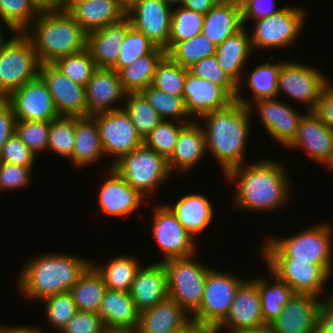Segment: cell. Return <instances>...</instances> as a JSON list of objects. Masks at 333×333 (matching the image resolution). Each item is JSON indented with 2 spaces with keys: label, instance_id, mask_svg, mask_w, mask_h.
Masks as SVG:
<instances>
[{
  "label": "cell",
  "instance_id": "6da1fadb",
  "mask_svg": "<svg viewBox=\"0 0 333 333\" xmlns=\"http://www.w3.org/2000/svg\"><path fill=\"white\" fill-rule=\"evenodd\" d=\"M286 170L282 162L271 158L230 169L224 177L237 189L232 196L233 207L263 214L285 208L291 202L293 183Z\"/></svg>",
  "mask_w": 333,
  "mask_h": 333
},
{
  "label": "cell",
  "instance_id": "7a4b0ae2",
  "mask_svg": "<svg viewBox=\"0 0 333 333\" xmlns=\"http://www.w3.org/2000/svg\"><path fill=\"white\" fill-rule=\"evenodd\" d=\"M252 114L247 106L235 100L226 108L206 113L197 120L204 123L201 124L206 136V151H210L219 163L223 175L245 164Z\"/></svg>",
  "mask_w": 333,
  "mask_h": 333
},
{
  "label": "cell",
  "instance_id": "3957f363",
  "mask_svg": "<svg viewBox=\"0 0 333 333\" xmlns=\"http://www.w3.org/2000/svg\"><path fill=\"white\" fill-rule=\"evenodd\" d=\"M91 260L50 251L28 259L16 279L18 290L28 300L42 299L69 291Z\"/></svg>",
  "mask_w": 333,
  "mask_h": 333
},
{
  "label": "cell",
  "instance_id": "277c9868",
  "mask_svg": "<svg viewBox=\"0 0 333 333\" xmlns=\"http://www.w3.org/2000/svg\"><path fill=\"white\" fill-rule=\"evenodd\" d=\"M24 34L41 64H52L87 48V33L67 11L40 13Z\"/></svg>",
  "mask_w": 333,
  "mask_h": 333
},
{
  "label": "cell",
  "instance_id": "5b68a950",
  "mask_svg": "<svg viewBox=\"0 0 333 333\" xmlns=\"http://www.w3.org/2000/svg\"><path fill=\"white\" fill-rule=\"evenodd\" d=\"M332 224L308 226L289 237H265L261 244L262 258H293L295 261L312 262L323 266L333 274V230Z\"/></svg>",
  "mask_w": 333,
  "mask_h": 333
},
{
  "label": "cell",
  "instance_id": "8992f818",
  "mask_svg": "<svg viewBox=\"0 0 333 333\" xmlns=\"http://www.w3.org/2000/svg\"><path fill=\"white\" fill-rule=\"evenodd\" d=\"M0 44V93L7 98L39 76L41 63L24 33H10Z\"/></svg>",
  "mask_w": 333,
  "mask_h": 333
},
{
  "label": "cell",
  "instance_id": "52a82bcc",
  "mask_svg": "<svg viewBox=\"0 0 333 333\" xmlns=\"http://www.w3.org/2000/svg\"><path fill=\"white\" fill-rule=\"evenodd\" d=\"M112 168L145 198L173 176L167 159L144 144L121 157Z\"/></svg>",
  "mask_w": 333,
  "mask_h": 333
},
{
  "label": "cell",
  "instance_id": "ba28073f",
  "mask_svg": "<svg viewBox=\"0 0 333 333\" xmlns=\"http://www.w3.org/2000/svg\"><path fill=\"white\" fill-rule=\"evenodd\" d=\"M194 256L163 262L167 272L168 296L192 316L200 307L206 277L211 268Z\"/></svg>",
  "mask_w": 333,
  "mask_h": 333
},
{
  "label": "cell",
  "instance_id": "9c48e42d",
  "mask_svg": "<svg viewBox=\"0 0 333 333\" xmlns=\"http://www.w3.org/2000/svg\"><path fill=\"white\" fill-rule=\"evenodd\" d=\"M305 8L286 5L271 16L254 19L250 31L253 51L260 49H287L295 45L307 20ZM297 38V39H296Z\"/></svg>",
  "mask_w": 333,
  "mask_h": 333
},
{
  "label": "cell",
  "instance_id": "30bf717a",
  "mask_svg": "<svg viewBox=\"0 0 333 333\" xmlns=\"http://www.w3.org/2000/svg\"><path fill=\"white\" fill-rule=\"evenodd\" d=\"M306 63L282 61L278 77L279 98L282 92L293 98L300 105L307 107V112H314L325 85L330 81L326 73Z\"/></svg>",
  "mask_w": 333,
  "mask_h": 333
},
{
  "label": "cell",
  "instance_id": "8fae6325",
  "mask_svg": "<svg viewBox=\"0 0 333 333\" xmlns=\"http://www.w3.org/2000/svg\"><path fill=\"white\" fill-rule=\"evenodd\" d=\"M246 279L211 267L201 305L191 318L200 325L218 326L229 314L235 293Z\"/></svg>",
  "mask_w": 333,
  "mask_h": 333
},
{
  "label": "cell",
  "instance_id": "7c38bea8",
  "mask_svg": "<svg viewBox=\"0 0 333 333\" xmlns=\"http://www.w3.org/2000/svg\"><path fill=\"white\" fill-rule=\"evenodd\" d=\"M248 99L243 95H236L235 100L247 106L251 113L256 108L270 138L287 147L296 137L300 120L305 114L300 113L291 104L280 100V98L260 99L254 103Z\"/></svg>",
  "mask_w": 333,
  "mask_h": 333
},
{
  "label": "cell",
  "instance_id": "4fadbf2b",
  "mask_svg": "<svg viewBox=\"0 0 333 333\" xmlns=\"http://www.w3.org/2000/svg\"><path fill=\"white\" fill-rule=\"evenodd\" d=\"M154 208L152 233L162 255L157 262L196 256L197 239L177 220L172 210L165 204Z\"/></svg>",
  "mask_w": 333,
  "mask_h": 333
},
{
  "label": "cell",
  "instance_id": "5bb4252c",
  "mask_svg": "<svg viewBox=\"0 0 333 333\" xmlns=\"http://www.w3.org/2000/svg\"><path fill=\"white\" fill-rule=\"evenodd\" d=\"M91 117L96 121L104 155L112 156L109 167L143 145V139L123 108Z\"/></svg>",
  "mask_w": 333,
  "mask_h": 333
},
{
  "label": "cell",
  "instance_id": "9a60e30c",
  "mask_svg": "<svg viewBox=\"0 0 333 333\" xmlns=\"http://www.w3.org/2000/svg\"><path fill=\"white\" fill-rule=\"evenodd\" d=\"M267 267L294 293L321 296L332 275L321 265L295 261L293 258H263Z\"/></svg>",
  "mask_w": 333,
  "mask_h": 333
},
{
  "label": "cell",
  "instance_id": "2e32d148",
  "mask_svg": "<svg viewBox=\"0 0 333 333\" xmlns=\"http://www.w3.org/2000/svg\"><path fill=\"white\" fill-rule=\"evenodd\" d=\"M6 100L16 120L52 121L59 117L52 95L40 76L12 92Z\"/></svg>",
  "mask_w": 333,
  "mask_h": 333
},
{
  "label": "cell",
  "instance_id": "e0dca14e",
  "mask_svg": "<svg viewBox=\"0 0 333 333\" xmlns=\"http://www.w3.org/2000/svg\"><path fill=\"white\" fill-rule=\"evenodd\" d=\"M172 10L163 0H141L126 13V17L132 27L167 52Z\"/></svg>",
  "mask_w": 333,
  "mask_h": 333
},
{
  "label": "cell",
  "instance_id": "ac0fdd59",
  "mask_svg": "<svg viewBox=\"0 0 333 333\" xmlns=\"http://www.w3.org/2000/svg\"><path fill=\"white\" fill-rule=\"evenodd\" d=\"M39 76L46 83L59 116H88L85 86L70 80L53 64H41Z\"/></svg>",
  "mask_w": 333,
  "mask_h": 333
},
{
  "label": "cell",
  "instance_id": "d6986e66",
  "mask_svg": "<svg viewBox=\"0 0 333 333\" xmlns=\"http://www.w3.org/2000/svg\"><path fill=\"white\" fill-rule=\"evenodd\" d=\"M183 99L187 113L191 118L195 117L194 120L206 113L226 108L235 101L223 87L194 76L189 71L184 80Z\"/></svg>",
  "mask_w": 333,
  "mask_h": 333
},
{
  "label": "cell",
  "instance_id": "ffe728a7",
  "mask_svg": "<svg viewBox=\"0 0 333 333\" xmlns=\"http://www.w3.org/2000/svg\"><path fill=\"white\" fill-rule=\"evenodd\" d=\"M265 326L262 315L260 293L257 284L246 279L237 289L229 314L218 325L228 332L256 329Z\"/></svg>",
  "mask_w": 333,
  "mask_h": 333
},
{
  "label": "cell",
  "instance_id": "44dd1931",
  "mask_svg": "<svg viewBox=\"0 0 333 333\" xmlns=\"http://www.w3.org/2000/svg\"><path fill=\"white\" fill-rule=\"evenodd\" d=\"M108 168L109 177L105 178L98 194L100 211L110 217L124 218L137 212L143 203L148 204V198L129 185L112 167Z\"/></svg>",
  "mask_w": 333,
  "mask_h": 333
},
{
  "label": "cell",
  "instance_id": "7402d4cb",
  "mask_svg": "<svg viewBox=\"0 0 333 333\" xmlns=\"http://www.w3.org/2000/svg\"><path fill=\"white\" fill-rule=\"evenodd\" d=\"M320 297L294 293L269 327L272 333H317Z\"/></svg>",
  "mask_w": 333,
  "mask_h": 333
},
{
  "label": "cell",
  "instance_id": "603a6c76",
  "mask_svg": "<svg viewBox=\"0 0 333 333\" xmlns=\"http://www.w3.org/2000/svg\"><path fill=\"white\" fill-rule=\"evenodd\" d=\"M85 89L88 116L123 108V105H115V103H121V100L122 104H124L127 95L116 70L112 68H97Z\"/></svg>",
  "mask_w": 333,
  "mask_h": 333
},
{
  "label": "cell",
  "instance_id": "cb8c5ba5",
  "mask_svg": "<svg viewBox=\"0 0 333 333\" xmlns=\"http://www.w3.org/2000/svg\"><path fill=\"white\" fill-rule=\"evenodd\" d=\"M285 148L304 151L308 157L322 164L333 150V129L314 112H307L300 120L294 140Z\"/></svg>",
  "mask_w": 333,
  "mask_h": 333
},
{
  "label": "cell",
  "instance_id": "d4e9b609",
  "mask_svg": "<svg viewBox=\"0 0 333 333\" xmlns=\"http://www.w3.org/2000/svg\"><path fill=\"white\" fill-rule=\"evenodd\" d=\"M206 154V136L202 124L193 120L180 130L174 152L167 159L168 169L171 175L176 171L179 174L189 173Z\"/></svg>",
  "mask_w": 333,
  "mask_h": 333
},
{
  "label": "cell",
  "instance_id": "484cf974",
  "mask_svg": "<svg viewBox=\"0 0 333 333\" xmlns=\"http://www.w3.org/2000/svg\"><path fill=\"white\" fill-rule=\"evenodd\" d=\"M130 295L140 313L167 299V272L164 264L153 262L150 265H141L137 270Z\"/></svg>",
  "mask_w": 333,
  "mask_h": 333
},
{
  "label": "cell",
  "instance_id": "4316f807",
  "mask_svg": "<svg viewBox=\"0 0 333 333\" xmlns=\"http://www.w3.org/2000/svg\"><path fill=\"white\" fill-rule=\"evenodd\" d=\"M66 11L88 34L126 18L118 0H87L72 3Z\"/></svg>",
  "mask_w": 333,
  "mask_h": 333
},
{
  "label": "cell",
  "instance_id": "83f0119b",
  "mask_svg": "<svg viewBox=\"0 0 333 333\" xmlns=\"http://www.w3.org/2000/svg\"><path fill=\"white\" fill-rule=\"evenodd\" d=\"M131 26L129 19L107 25L87 34V49L97 68H112L119 57L126 32Z\"/></svg>",
  "mask_w": 333,
  "mask_h": 333
},
{
  "label": "cell",
  "instance_id": "f1b7e54d",
  "mask_svg": "<svg viewBox=\"0 0 333 333\" xmlns=\"http://www.w3.org/2000/svg\"><path fill=\"white\" fill-rule=\"evenodd\" d=\"M244 27L240 1L220 0L204 15L201 33L219 46Z\"/></svg>",
  "mask_w": 333,
  "mask_h": 333
},
{
  "label": "cell",
  "instance_id": "f546056e",
  "mask_svg": "<svg viewBox=\"0 0 333 333\" xmlns=\"http://www.w3.org/2000/svg\"><path fill=\"white\" fill-rule=\"evenodd\" d=\"M176 215L177 220L195 238L206 231L213 222L214 207L207 196L200 193H188L176 200L174 205H167Z\"/></svg>",
  "mask_w": 333,
  "mask_h": 333
},
{
  "label": "cell",
  "instance_id": "4dcf8cb0",
  "mask_svg": "<svg viewBox=\"0 0 333 333\" xmlns=\"http://www.w3.org/2000/svg\"><path fill=\"white\" fill-rule=\"evenodd\" d=\"M246 26L216 46L215 55L223 71L238 85L244 76L247 60L253 55L250 32ZM245 66V67H244Z\"/></svg>",
  "mask_w": 333,
  "mask_h": 333
},
{
  "label": "cell",
  "instance_id": "1f68e13d",
  "mask_svg": "<svg viewBox=\"0 0 333 333\" xmlns=\"http://www.w3.org/2000/svg\"><path fill=\"white\" fill-rule=\"evenodd\" d=\"M104 156L96 121L91 116L75 117V146L70 162L75 168L88 167L97 165Z\"/></svg>",
  "mask_w": 333,
  "mask_h": 333
},
{
  "label": "cell",
  "instance_id": "d6a6232c",
  "mask_svg": "<svg viewBox=\"0 0 333 333\" xmlns=\"http://www.w3.org/2000/svg\"><path fill=\"white\" fill-rule=\"evenodd\" d=\"M190 319L191 316L168 297L140 313L137 330L138 333H169L181 328Z\"/></svg>",
  "mask_w": 333,
  "mask_h": 333
},
{
  "label": "cell",
  "instance_id": "836d02e7",
  "mask_svg": "<svg viewBox=\"0 0 333 333\" xmlns=\"http://www.w3.org/2000/svg\"><path fill=\"white\" fill-rule=\"evenodd\" d=\"M98 315L106 327L137 328L140 312L130 292L106 289Z\"/></svg>",
  "mask_w": 333,
  "mask_h": 333
},
{
  "label": "cell",
  "instance_id": "e575fe53",
  "mask_svg": "<svg viewBox=\"0 0 333 333\" xmlns=\"http://www.w3.org/2000/svg\"><path fill=\"white\" fill-rule=\"evenodd\" d=\"M269 279L263 276L251 278L258 287L262 315L265 325H270L282 313L283 307L287 304L294 292L289 285L283 282L274 272L267 269Z\"/></svg>",
  "mask_w": 333,
  "mask_h": 333
},
{
  "label": "cell",
  "instance_id": "d590c367",
  "mask_svg": "<svg viewBox=\"0 0 333 333\" xmlns=\"http://www.w3.org/2000/svg\"><path fill=\"white\" fill-rule=\"evenodd\" d=\"M166 56V50L156 47L151 53L139 57L118 74L127 93H139L152 85L157 65Z\"/></svg>",
  "mask_w": 333,
  "mask_h": 333
},
{
  "label": "cell",
  "instance_id": "8d00e7d4",
  "mask_svg": "<svg viewBox=\"0 0 333 333\" xmlns=\"http://www.w3.org/2000/svg\"><path fill=\"white\" fill-rule=\"evenodd\" d=\"M106 289L101 274L90 264L69 292L78 310L98 314Z\"/></svg>",
  "mask_w": 333,
  "mask_h": 333
},
{
  "label": "cell",
  "instance_id": "74e56055",
  "mask_svg": "<svg viewBox=\"0 0 333 333\" xmlns=\"http://www.w3.org/2000/svg\"><path fill=\"white\" fill-rule=\"evenodd\" d=\"M91 264L101 274L107 289L124 292H130L137 270L141 266L138 258L128 254L112 257L102 266L96 265L94 261Z\"/></svg>",
  "mask_w": 333,
  "mask_h": 333
},
{
  "label": "cell",
  "instance_id": "f35d334b",
  "mask_svg": "<svg viewBox=\"0 0 333 333\" xmlns=\"http://www.w3.org/2000/svg\"><path fill=\"white\" fill-rule=\"evenodd\" d=\"M281 69V61L273 63L271 60L264 63H259L257 67H254L250 74L243 79V82L238 84L237 95H242L243 87L252 90V101L260 99L277 98L278 93V77ZM246 80V81H244ZM244 85V86H243Z\"/></svg>",
  "mask_w": 333,
  "mask_h": 333
},
{
  "label": "cell",
  "instance_id": "ab89813d",
  "mask_svg": "<svg viewBox=\"0 0 333 333\" xmlns=\"http://www.w3.org/2000/svg\"><path fill=\"white\" fill-rule=\"evenodd\" d=\"M216 45L202 33L175 43L166 55L175 63L189 69L201 59L214 55Z\"/></svg>",
  "mask_w": 333,
  "mask_h": 333
},
{
  "label": "cell",
  "instance_id": "60d3db41",
  "mask_svg": "<svg viewBox=\"0 0 333 333\" xmlns=\"http://www.w3.org/2000/svg\"><path fill=\"white\" fill-rule=\"evenodd\" d=\"M150 105L158 112L162 120L190 123L194 119L187 113L183 97H176L148 86L140 92Z\"/></svg>",
  "mask_w": 333,
  "mask_h": 333
},
{
  "label": "cell",
  "instance_id": "b9f144b4",
  "mask_svg": "<svg viewBox=\"0 0 333 333\" xmlns=\"http://www.w3.org/2000/svg\"><path fill=\"white\" fill-rule=\"evenodd\" d=\"M123 109L129 115L138 134L144 139L162 121L158 112L139 93H127Z\"/></svg>",
  "mask_w": 333,
  "mask_h": 333
},
{
  "label": "cell",
  "instance_id": "7bdbcfd3",
  "mask_svg": "<svg viewBox=\"0 0 333 333\" xmlns=\"http://www.w3.org/2000/svg\"><path fill=\"white\" fill-rule=\"evenodd\" d=\"M0 7L3 27L11 33H24L40 14L31 0H0Z\"/></svg>",
  "mask_w": 333,
  "mask_h": 333
},
{
  "label": "cell",
  "instance_id": "ee69618b",
  "mask_svg": "<svg viewBox=\"0 0 333 333\" xmlns=\"http://www.w3.org/2000/svg\"><path fill=\"white\" fill-rule=\"evenodd\" d=\"M75 146V117L59 116L50 121L48 150L71 159Z\"/></svg>",
  "mask_w": 333,
  "mask_h": 333
},
{
  "label": "cell",
  "instance_id": "f6af8a7d",
  "mask_svg": "<svg viewBox=\"0 0 333 333\" xmlns=\"http://www.w3.org/2000/svg\"><path fill=\"white\" fill-rule=\"evenodd\" d=\"M204 15L184 6L173 7L169 49L177 42L191 39L201 33Z\"/></svg>",
  "mask_w": 333,
  "mask_h": 333
},
{
  "label": "cell",
  "instance_id": "bcb514c9",
  "mask_svg": "<svg viewBox=\"0 0 333 333\" xmlns=\"http://www.w3.org/2000/svg\"><path fill=\"white\" fill-rule=\"evenodd\" d=\"M52 64L70 80L83 86L87 85L97 69L87 48L81 52L58 58Z\"/></svg>",
  "mask_w": 333,
  "mask_h": 333
},
{
  "label": "cell",
  "instance_id": "7dc6e473",
  "mask_svg": "<svg viewBox=\"0 0 333 333\" xmlns=\"http://www.w3.org/2000/svg\"><path fill=\"white\" fill-rule=\"evenodd\" d=\"M40 302L44 303V318L51 326L61 332L66 326L67 322L78 312L77 306L73 301L72 295L69 291L58 293L42 299Z\"/></svg>",
  "mask_w": 333,
  "mask_h": 333
},
{
  "label": "cell",
  "instance_id": "c3c4849f",
  "mask_svg": "<svg viewBox=\"0 0 333 333\" xmlns=\"http://www.w3.org/2000/svg\"><path fill=\"white\" fill-rule=\"evenodd\" d=\"M188 69L173 62L167 55L157 65L152 86L176 97H183V85Z\"/></svg>",
  "mask_w": 333,
  "mask_h": 333
},
{
  "label": "cell",
  "instance_id": "681fc988",
  "mask_svg": "<svg viewBox=\"0 0 333 333\" xmlns=\"http://www.w3.org/2000/svg\"><path fill=\"white\" fill-rule=\"evenodd\" d=\"M156 47L143 33L130 26L122 42L118 60L112 69L119 72L139 57L151 53Z\"/></svg>",
  "mask_w": 333,
  "mask_h": 333
},
{
  "label": "cell",
  "instance_id": "f907efd6",
  "mask_svg": "<svg viewBox=\"0 0 333 333\" xmlns=\"http://www.w3.org/2000/svg\"><path fill=\"white\" fill-rule=\"evenodd\" d=\"M176 122V123H175ZM187 123L162 120L151 133L143 139V144L168 159L174 152L180 130Z\"/></svg>",
  "mask_w": 333,
  "mask_h": 333
},
{
  "label": "cell",
  "instance_id": "816d5d0a",
  "mask_svg": "<svg viewBox=\"0 0 333 333\" xmlns=\"http://www.w3.org/2000/svg\"><path fill=\"white\" fill-rule=\"evenodd\" d=\"M50 121L16 120L15 134L36 155L48 150Z\"/></svg>",
  "mask_w": 333,
  "mask_h": 333
},
{
  "label": "cell",
  "instance_id": "f5cc1de1",
  "mask_svg": "<svg viewBox=\"0 0 333 333\" xmlns=\"http://www.w3.org/2000/svg\"><path fill=\"white\" fill-rule=\"evenodd\" d=\"M194 76L210 80L212 83L223 87L234 99H236L238 85L223 71L218 63L216 55L201 59L188 69Z\"/></svg>",
  "mask_w": 333,
  "mask_h": 333
},
{
  "label": "cell",
  "instance_id": "db71d44e",
  "mask_svg": "<svg viewBox=\"0 0 333 333\" xmlns=\"http://www.w3.org/2000/svg\"><path fill=\"white\" fill-rule=\"evenodd\" d=\"M33 168L0 162V192L25 188L32 181Z\"/></svg>",
  "mask_w": 333,
  "mask_h": 333
},
{
  "label": "cell",
  "instance_id": "11a10c76",
  "mask_svg": "<svg viewBox=\"0 0 333 333\" xmlns=\"http://www.w3.org/2000/svg\"><path fill=\"white\" fill-rule=\"evenodd\" d=\"M36 159L37 156L15 133L0 150V162L18 166H34Z\"/></svg>",
  "mask_w": 333,
  "mask_h": 333
},
{
  "label": "cell",
  "instance_id": "9f6ffc18",
  "mask_svg": "<svg viewBox=\"0 0 333 333\" xmlns=\"http://www.w3.org/2000/svg\"><path fill=\"white\" fill-rule=\"evenodd\" d=\"M105 328L97 313L78 310L60 333H103Z\"/></svg>",
  "mask_w": 333,
  "mask_h": 333
},
{
  "label": "cell",
  "instance_id": "6f0895ef",
  "mask_svg": "<svg viewBox=\"0 0 333 333\" xmlns=\"http://www.w3.org/2000/svg\"><path fill=\"white\" fill-rule=\"evenodd\" d=\"M242 9V20L245 24H248V21L264 18L271 16L272 14L277 13L280 8L276 5L275 0H239ZM277 7V9H276Z\"/></svg>",
  "mask_w": 333,
  "mask_h": 333
},
{
  "label": "cell",
  "instance_id": "680465c9",
  "mask_svg": "<svg viewBox=\"0 0 333 333\" xmlns=\"http://www.w3.org/2000/svg\"><path fill=\"white\" fill-rule=\"evenodd\" d=\"M329 81L322 90L314 113L333 129V83Z\"/></svg>",
  "mask_w": 333,
  "mask_h": 333
},
{
  "label": "cell",
  "instance_id": "91938a15",
  "mask_svg": "<svg viewBox=\"0 0 333 333\" xmlns=\"http://www.w3.org/2000/svg\"><path fill=\"white\" fill-rule=\"evenodd\" d=\"M16 118L10 103L5 99L0 103V150L15 133Z\"/></svg>",
  "mask_w": 333,
  "mask_h": 333
},
{
  "label": "cell",
  "instance_id": "94428289",
  "mask_svg": "<svg viewBox=\"0 0 333 333\" xmlns=\"http://www.w3.org/2000/svg\"><path fill=\"white\" fill-rule=\"evenodd\" d=\"M322 300L317 318V333H333V294Z\"/></svg>",
  "mask_w": 333,
  "mask_h": 333
},
{
  "label": "cell",
  "instance_id": "6125c7cd",
  "mask_svg": "<svg viewBox=\"0 0 333 333\" xmlns=\"http://www.w3.org/2000/svg\"><path fill=\"white\" fill-rule=\"evenodd\" d=\"M39 13L66 11V0H31Z\"/></svg>",
  "mask_w": 333,
  "mask_h": 333
},
{
  "label": "cell",
  "instance_id": "be15d7a7",
  "mask_svg": "<svg viewBox=\"0 0 333 333\" xmlns=\"http://www.w3.org/2000/svg\"><path fill=\"white\" fill-rule=\"evenodd\" d=\"M220 0H184L182 6L185 8L205 15Z\"/></svg>",
  "mask_w": 333,
  "mask_h": 333
},
{
  "label": "cell",
  "instance_id": "e7e4bbea",
  "mask_svg": "<svg viewBox=\"0 0 333 333\" xmlns=\"http://www.w3.org/2000/svg\"><path fill=\"white\" fill-rule=\"evenodd\" d=\"M17 326H5L0 325V333H43L44 330L39 326H31V325H18Z\"/></svg>",
  "mask_w": 333,
  "mask_h": 333
},
{
  "label": "cell",
  "instance_id": "03108f58",
  "mask_svg": "<svg viewBox=\"0 0 333 333\" xmlns=\"http://www.w3.org/2000/svg\"><path fill=\"white\" fill-rule=\"evenodd\" d=\"M200 324L195 319H190L185 325L181 328L171 331L169 333H193Z\"/></svg>",
  "mask_w": 333,
  "mask_h": 333
},
{
  "label": "cell",
  "instance_id": "003e7915",
  "mask_svg": "<svg viewBox=\"0 0 333 333\" xmlns=\"http://www.w3.org/2000/svg\"><path fill=\"white\" fill-rule=\"evenodd\" d=\"M193 333H223L216 325H200Z\"/></svg>",
  "mask_w": 333,
  "mask_h": 333
},
{
  "label": "cell",
  "instance_id": "a7ac6f4b",
  "mask_svg": "<svg viewBox=\"0 0 333 333\" xmlns=\"http://www.w3.org/2000/svg\"><path fill=\"white\" fill-rule=\"evenodd\" d=\"M103 333H138L137 328L106 327Z\"/></svg>",
  "mask_w": 333,
  "mask_h": 333
},
{
  "label": "cell",
  "instance_id": "89a4df30",
  "mask_svg": "<svg viewBox=\"0 0 333 333\" xmlns=\"http://www.w3.org/2000/svg\"><path fill=\"white\" fill-rule=\"evenodd\" d=\"M229 333H272V331L268 325H265L263 327L256 328V329L238 330V331H233V332H229Z\"/></svg>",
  "mask_w": 333,
  "mask_h": 333
},
{
  "label": "cell",
  "instance_id": "2644e50d",
  "mask_svg": "<svg viewBox=\"0 0 333 333\" xmlns=\"http://www.w3.org/2000/svg\"><path fill=\"white\" fill-rule=\"evenodd\" d=\"M122 8L128 12L132 7H134L141 0H118Z\"/></svg>",
  "mask_w": 333,
  "mask_h": 333
},
{
  "label": "cell",
  "instance_id": "8c879c8a",
  "mask_svg": "<svg viewBox=\"0 0 333 333\" xmlns=\"http://www.w3.org/2000/svg\"><path fill=\"white\" fill-rule=\"evenodd\" d=\"M324 165L325 168H327V170H331L330 172L333 171V150L330 152V154L328 155V157L324 160V162L321 164Z\"/></svg>",
  "mask_w": 333,
  "mask_h": 333
},
{
  "label": "cell",
  "instance_id": "753ad0ef",
  "mask_svg": "<svg viewBox=\"0 0 333 333\" xmlns=\"http://www.w3.org/2000/svg\"><path fill=\"white\" fill-rule=\"evenodd\" d=\"M168 6L172 7H178V6H182L184 0H163Z\"/></svg>",
  "mask_w": 333,
  "mask_h": 333
},
{
  "label": "cell",
  "instance_id": "34e18365",
  "mask_svg": "<svg viewBox=\"0 0 333 333\" xmlns=\"http://www.w3.org/2000/svg\"><path fill=\"white\" fill-rule=\"evenodd\" d=\"M87 0H66V9L72 4V3H78V2H83Z\"/></svg>",
  "mask_w": 333,
  "mask_h": 333
},
{
  "label": "cell",
  "instance_id": "11e5206c",
  "mask_svg": "<svg viewBox=\"0 0 333 333\" xmlns=\"http://www.w3.org/2000/svg\"><path fill=\"white\" fill-rule=\"evenodd\" d=\"M1 25H3V24L0 23V44L5 40V36L2 34L3 31H1V30H3V29H1V28H3V26L1 27Z\"/></svg>",
  "mask_w": 333,
  "mask_h": 333
},
{
  "label": "cell",
  "instance_id": "2a66077c",
  "mask_svg": "<svg viewBox=\"0 0 333 333\" xmlns=\"http://www.w3.org/2000/svg\"><path fill=\"white\" fill-rule=\"evenodd\" d=\"M0 23L1 24L3 23V16H2V13H1V7H0Z\"/></svg>",
  "mask_w": 333,
  "mask_h": 333
},
{
  "label": "cell",
  "instance_id": "b9fcfbb0",
  "mask_svg": "<svg viewBox=\"0 0 333 333\" xmlns=\"http://www.w3.org/2000/svg\"><path fill=\"white\" fill-rule=\"evenodd\" d=\"M6 98L0 93V103L4 101Z\"/></svg>",
  "mask_w": 333,
  "mask_h": 333
}]
</instances>
